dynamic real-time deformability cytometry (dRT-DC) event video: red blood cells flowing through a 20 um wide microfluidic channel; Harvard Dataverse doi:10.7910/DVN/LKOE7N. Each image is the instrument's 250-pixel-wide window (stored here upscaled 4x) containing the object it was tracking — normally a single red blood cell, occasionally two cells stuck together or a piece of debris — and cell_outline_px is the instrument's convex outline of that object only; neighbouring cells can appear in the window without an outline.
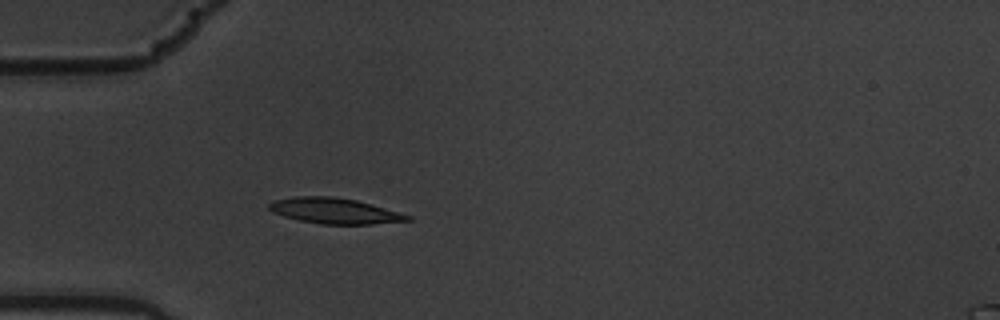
{"species": "common noctule bat (a hibernating species)", "species_latin": "Nyctalus noctula", "temperature_condition": "warm", "stored_images_in_passage": 5, "camera_frame_rate_fps": 3000, "um_per_image_px": 0.085, "animal": {"sex": "male", "body_mass_g": 19.5, "forearm_length_mm": 54.6}, "frame": {"image": 1, "passage_image": 5, "time_ms": 1.333, "image_size_px": [1000, 320], "cell_outline_px": [[412, 220], [372, 224], [320, 224], [300, 220], [284, 216], [272, 212], [268, 208], [268, 204], [276, 200], [296, 196], [332, 196], [356, 200], [400, 212], [412, 216]], "centroid_in_image_um": [28.45, 17.92], "position_along_channel_um": 56.5, "area_um2": 20.58}}